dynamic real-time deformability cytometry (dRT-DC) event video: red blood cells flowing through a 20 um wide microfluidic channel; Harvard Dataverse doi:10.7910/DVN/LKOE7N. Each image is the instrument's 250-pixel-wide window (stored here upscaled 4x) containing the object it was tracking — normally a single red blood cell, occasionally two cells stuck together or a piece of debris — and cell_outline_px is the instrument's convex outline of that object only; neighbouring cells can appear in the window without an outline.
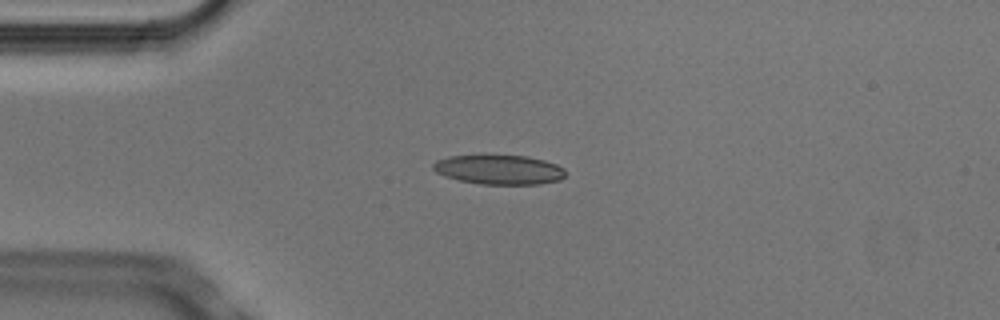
{"species": "Egyptian fruit bat (a non-hibernating species)", "species_latin": "Rousettus aegyptiacus", "temperature_condition": "cold", "stored_images_in_passage": 2, "camera_frame_rate_fps": 3000, "um_per_image_px": 0.085, "animal": {"sex": "male"}, "frame": {"image": 1, "passage_image": 1, "time_ms": 0.0, "image_size_px": [1000, 320], "cell_outline_px": [[564, 176], [560, 180], [540, 184], [480, 184], [460, 180], [444, 176], [436, 172], [432, 168], [432, 164], [436, 160], [448, 156], [484, 152], [528, 156], [544, 160], [556, 164], [564, 168]], "centroid_in_image_um": [42.36, 14.36], "position_along_channel_um": 42.6, "area_um2": 23.76}}